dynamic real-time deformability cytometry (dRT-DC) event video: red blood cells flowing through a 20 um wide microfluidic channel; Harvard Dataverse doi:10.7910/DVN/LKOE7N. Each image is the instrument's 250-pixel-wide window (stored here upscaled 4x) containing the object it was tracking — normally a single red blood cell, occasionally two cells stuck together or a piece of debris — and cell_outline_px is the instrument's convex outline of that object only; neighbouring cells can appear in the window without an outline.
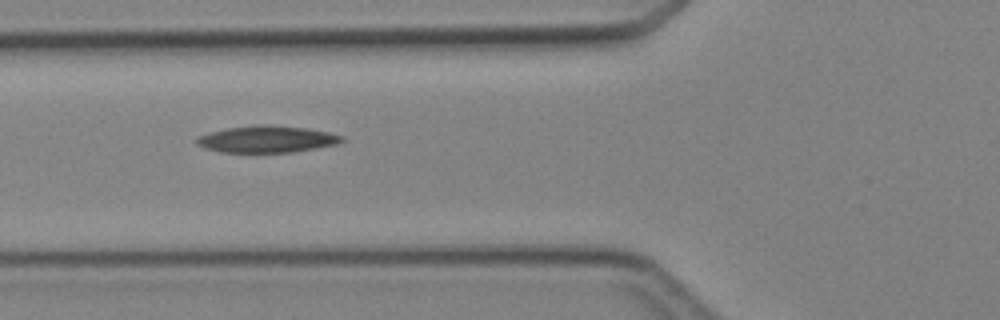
{"species": "Egyptian fruit bat (a non-hibernating species)", "species_latin": "Rousettus aegyptiacus", "temperature_condition": "cold", "stored_images_in_passage": 7, "camera_frame_rate_fps": 3000, "um_per_image_px": 0.085, "animal": {"sex": "female"}, "frame": {"image": 1, "passage_image": 7, "time_ms": 6.667, "image_size_px": [1000, 320], "cell_outline_px": [[344, 140], [336, 144], [292, 152], [220, 152], [196, 144], [196, 140], [200, 136], [212, 132], [228, 128], [256, 124], [264, 124], [304, 128], [328, 132], [344, 136]], "centroid_in_image_um": [22.7, 11.82], "position_along_channel_um": 103.1, "area_um2": 22.25}}